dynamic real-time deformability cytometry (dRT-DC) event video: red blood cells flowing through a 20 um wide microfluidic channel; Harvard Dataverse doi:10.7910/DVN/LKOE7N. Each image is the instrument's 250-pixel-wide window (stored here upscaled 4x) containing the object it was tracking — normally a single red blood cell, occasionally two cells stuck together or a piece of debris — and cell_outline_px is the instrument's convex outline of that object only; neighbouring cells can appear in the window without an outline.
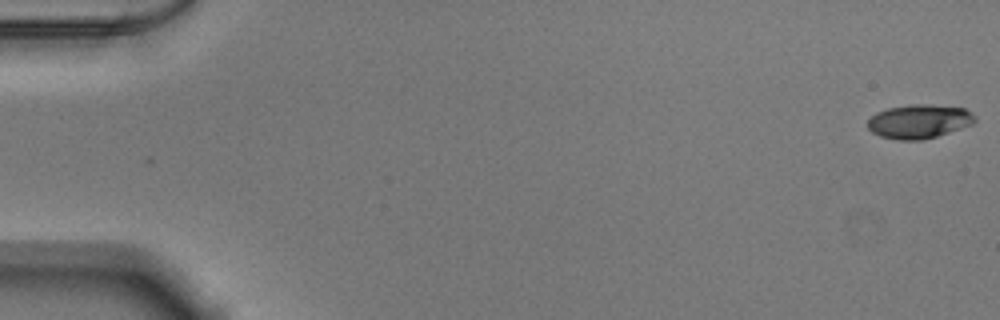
{"species": "Egyptian fruit bat (a non-hibernating species)", "species_latin": "Rousettus aegyptiacus", "temperature_condition": "warm", "stored_images_in_passage": 53, "camera_frame_rate_fps": 3000, "um_per_image_px": 0.085, "animal": {"sex": "male"}, "frame": {"image": 1, "passage_image": 1, "time_ms": 0.0, "image_size_px": [1000, 320], "cell_outline_px": [[976, 120], [972, 124], [936, 136], [920, 140], [900, 140], [880, 136], [872, 132], [868, 128], [868, 120], [876, 112], [888, 108], [912, 104], [928, 104], [964, 108], [976, 116]], "centroid_in_image_um": [78.11, 10.31], "position_along_channel_um": 6.9, "area_um2": 21.04}}
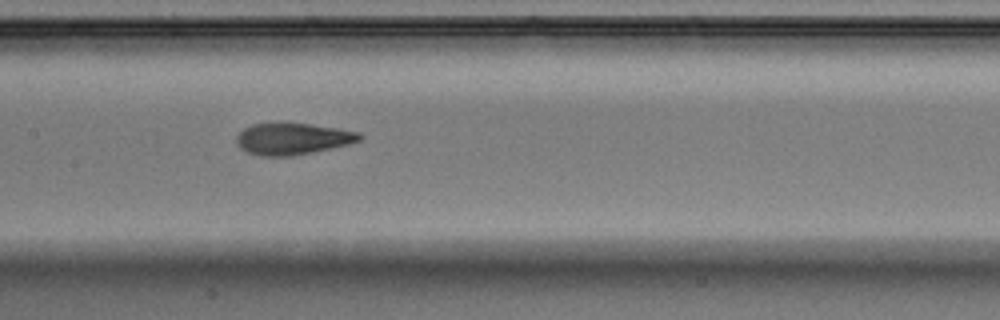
{"frame": {"image": 2, "passage_image": 27, "time_ms": 8.667, "image_size_px": [1000, 320], "cell_outline_px": [[364, 136], [360, 140], [348, 144], [332, 148], [292, 156], [260, 156], [248, 152], [240, 148], [236, 144], [236, 136], [244, 128], [252, 124], [308, 124], [336, 128], [360, 132]], "centroid_in_image_um": [24.87, 11.81], "position_along_channel_um": 182.5, "area_um2": 22.43}}
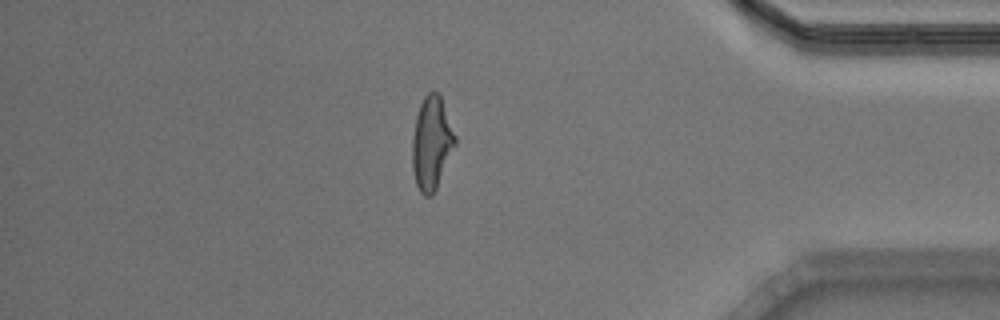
{"frame": {"image": 3, "passage_image": 46, "time_ms": 15.0, "image_size_px": [1000, 320], "cell_outline_px": [[456, 144], [436, 188], [432, 196], [424, 196], [420, 192], [416, 184], [412, 168], [412, 140], [416, 116], [420, 104], [424, 96], [432, 88], [440, 96], [456, 136]], "centroid_in_image_um": [36.67, 12.16], "position_along_channel_um": 398.5, "area_um2": 23.18}, "authors_computed_cell_mechanics": {"area_um2": 22.3686, "velocity_mm_per_s": 3.8798, "shape_relaxation_time_tau1_ms": 6.6968, "shape_relaxation_time_tau2_ms": 1.4078, "deformation_change_tau1": 0.242, "deformation_change_tau2": 0.0927}}